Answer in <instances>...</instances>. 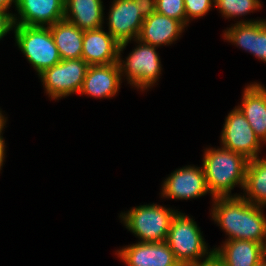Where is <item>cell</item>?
Wrapping results in <instances>:
<instances>
[{
    "label": "cell",
    "instance_id": "8",
    "mask_svg": "<svg viewBox=\"0 0 266 266\" xmlns=\"http://www.w3.org/2000/svg\"><path fill=\"white\" fill-rule=\"evenodd\" d=\"M220 140V146L241 154L248 160L257 158L264 145L237 106L225 117Z\"/></svg>",
    "mask_w": 266,
    "mask_h": 266
},
{
    "label": "cell",
    "instance_id": "2",
    "mask_svg": "<svg viewBox=\"0 0 266 266\" xmlns=\"http://www.w3.org/2000/svg\"><path fill=\"white\" fill-rule=\"evenodd\" d=\"M202 168L213 197L241 196L231 193L235 187L244 188L248 159L223 147H208L203 151Z\"/></svg>",
    "mask_w": 266,
    "mask_h": 266
},
{
    "label": "cell",
    "instance_id": "1",
    "mask_svg": "<svg viewBox=\"0 0 266 266\" xmlns=\"http://www.w3.org/2000/svg\"><path fill=\"white\" fill-rule=\"evenodd\" d=\"M211 200L210 218L226 233L225 241L248 240L266 245L265 207L249 203L242 196Z\"/></svg>",
    "mask_w": 266,
    "mask_h": 266
},
{
    "label": "cell",
    "instance_id": "28",
    "mask_svg": "<svg viewBox=\"0 0 266 266\" xmlns=\"http://www.w3.org/2000/svg\"><path fill=\"white\" fill-rule=\"evenodd\" d=\"M3 133L2 132L0 134V173H1V170L3 168V165H4V162H5V156H6V143H5V139L3 137Z\"/></svg>",
    "mask_w": 266,
    "mask_h": 266
},
{
    "label": "cell",
    "instance_id": "14",
    "mask_svg": "<svg viewBox=\"0 0 266 266\" xmlns=\"http://www.w3.org/2000/svg\"><path fill=\"white\" fill-rule=\"evenodd\" d=\"M122 81L118 62L107 65H90L79 95H87L98 99H112L119 93Z\"/></svg>",
    "mask_w": 266,
    "mask_h": 266
},
{
    "label": "cell",
    "instance_id": "20",
    "mask_svg": "<svg viewBox=\"0 0 266 266\" xmlns=\"http://www.w3.org/2000/svg\"><path fill=\"white\" fill-rule=\"evenodd\" d=\"M61 60L82 58L84 31L64 20L49 26Z\"/></svg>",
    "mask_w": 266,
    "mask_h": 266
},
{
    "label": "cell",
    "instance_id": "22",
    "mask_svg": "<svg viewBox=\"0 0 266 266\" xmlns=\"http://www.w3.org/2000/svg\"><path fill=\"white\" fill-rule=\"evenodd\" d=\"M214 7L226 20L244 17L262 9L260 0H214Z\"/></svg>",
    "mask_w": 266,
    "mask_h": 266
},
{
    "label": "cell",
    "instance_id": "23",
    "mask_svg": "<svg viewBox=\"0 0 266 266\" xmlns=\"http://www.w3.org/2000/svg\"><path fill=\"white\" fill-rule=\"evenodd\" d=\"M156 12L178 20L186 27L184 0H156Z\"/></svg>",
    "mask_w": 266,
    "mask_h": 266
},
{
    "label": "cell",
    "instance_id": "10",
    "mask_svg": "<svg viewBox=\"0 0 266 266\" xmlns=\"http://www.w3.org/2000/svg\"><path fill=\"white\" fill-rule=\"evenodd\" d=\"M223 31L224 41L266 63V19H241Z\"/></svg>",
    "mask_w": 266,
    "mask_h": 266
},
{
    "label": "cell",
    "instance_id": "19",
    "mask_svg": "<svg viewBox=\"0 0 266 266\" xmlns=\"http://www.w3.org/2000/svg\"><path fill=\"white\" fill-rule=\"evenodd\" d=\"M104 10L103 0L64 1V19L83 31L104 27Z\"/></svg>",
    "mask_w": 266,
    "mask_h": 266
},
{
    "label": "cell",
    "instance_id": "7",
    "mask_svg": "<svg viewBox=\"0 0 266 266\" xmlns=\"http://www.w3.org/2000/svg\"><path fill=\"white\" fill-rule=\"evenodd\" d=\"M89 65L82 59L61 60L38 75L44 93L51 100H61L79 94Z\"/></svg>",
    "mask_w": 266,
    "mask_h": 266
},
{
    "label": "cell",
    "instance_id": "26",
    "mask_svg": "<svg viewBox=\"0 0 266 266\" xmlns=\"http://www.w3.org/2000/svg\"><path fill=\"white\" fill-rule=\"evenodd\" d=\"M134 2L144 19L156 12V0H134Z\"/></svg>",
    "mask_w": 266,
    "mask_h": 266
},
{
    "label": "cell",
    "instance_id": "18",
    "mask_svg": "<svg viewBox=\"0 0 266 266\" xmlns=\"http://www.w3.org/2000/svg\"><path fill=\"white\" fill-rule=\"evenodd\" d=\"M214 246V255L223 266H256L265 258V246L248 240L222 241Z\"/></svg>",
    "mask_w": 266,
    "mask_h": 266
},
{
    "label": "cell",
    "instance_id": "5",
    "mask_svg": "<svg viewBox=\"0 0 266 266\" xmlns=\"http://www.w3.org/2000/svg\"><path fill=\"white\" fill-rule=\"evenodd\" d=\"M178 210L157 203L144 204L122 211L120 221L138 242L166 241L168 231Z\"/></svg>",
    "mask_w": 266,
    "mask_h": 266
},
{
    "label": "cell",
    "instance_id": "16",
    "mask_svg": "<svg viewBox=\"0 0 266 266\" xmlns=\"http://www.w3.org/2000/svg\"><path fill=\"white\" fill-rule=\"evenodd\" d=\"M185 28L180 21L154 12L144 19L137 39L156 47L169 46L181 38Z\"/></svg>",
    "mask_w": 266,
    "mask_h": 266
},
{
    "label": "cell",
    "instance_id": "27",
    "mask_svg": "<svg viewBox=\"0 0 266 266\" xmlns=\"http://www.w3.org/2000/svg\"><path fill=\"white\" fill-rule=\"evenodd\" d=\"M189 266H223L222 262L213 254L210 258Z\"/></svg>",
    "mask_w": 266,
    "mask_h": 266
},
{
    "label": "cell",
    "instance_id": "21",
    "mask_svg": "<svg viewBox=\"0 0 266 266\" xmlns=\"http://www.w3.org/2000/svg\"><path fill=\"white\" fill-rule=\"evenodd\" d=\"M241 196L249 203L266 208V157L248 161Z\"/></svg>",
    "mask_w": 266,
    "mask_h": 266
},
{
    "label": "cell",
    "instance_id": "9",
    "mask_svg": "<svg viewBox=\"0 0 266 266\" xmlns=\"http://www.w3.org/2000/svg\"><path fill=\"white\" fill-rule=\"evenodd\" d=\"M160 197L163 199L191 200L210 195L202 166L185 165L174 170L163 180Z\"/></svg>",
    "mask_w": 266,
    "mask_h": 266
},
{
    "label": "cell",
    "instance_id": "17",
    "mask_svg": "<svg viewBox=\"0 0 266 266\" xmlns=\"http://www.w3.org/2000/svg\"><path fill=\"white\" fill-rule=\"evenodd\" d=\"M241 104L237 105L244 114L255 135L266 144V87L259 82L245 85Z\"/></svg>",
    "mask_w": 266,
    "mask_h": 266
},
{
    "label": "cell",
    "instance_id": "24",
    "mask_svg": "<svg viewBox=\"0 0 266 266\" xmlns=\"http://www.w3.org/2000/svg\"><path fill=\"white\" fill-rule=\"evenodd\" d=\"M186 13V27L193 19H200L214 7V0H184Z\"/></svg>",
    "mask_w": 266,
    "mask_h": 266
},
{
    "label": "cell",
    "instance_id": "4",
    "mask_svg": "<svg viewBox=\"0 0 266 266\" xmlns=\"http://www.w3.org/2000/svg\"><path fill=\"white\" fill-rule=\"evenodd\" d=\"M191 216L177 211L172 219L166 242L181 266L204 261L214 254ZM209 247V248H208Z\"/></svg>",
    "mask_w": 266,
    "mask_h": 266
},
{
    "label": "cell",
    "instance_id": "29",
    "mask_svg": "<svg viewBox=\"0 0 266 266\" xmlns=\"http://www.w3.org/2000/svg\"><path fill=\"white\" fill-rule=\"evenodd\" d=\"M16 6V0H0V10L9 11V9Z\"/></svg>",
    "mask_w": 266,
    "mask_h": 266
},
{
    "label": "cell",
    "instance_id": "31",
    "mask_svg": "<svg viewBox=\"0 0 266 266\" xmlns=\"http://www.w3.org/2000/svg\"><path fill=\"white\" fill-rule=\"evenodd\" d=\"M256 266H266V257L262 259Z\"/></svg>",
    "mask_w": 266,
    "mask_h": 266
},
{
    "label": "cell",
    "instance_id": "13",
    "mask_svg": "<svg viewBox=\"0 0 266 266\" xmlns=\"http://www.w3.org/2000/svg\"><path fill=\"white\" fill-rule=\"evenodd\" d=\"M65 0H16L14 25L49 27L64 20Z\"/></svg>",
    "mask_w": 266,
    "mask_h": 266
},
{
    "label": "cell",
    "instance_id": "12",
    "mask_svg": "<svg viewBox=\"0 0 266 266\" xmlns=\"http://www.w3.org/2000/svg\"><path fill=\"white\" fill-rule=\"evenodd\" d=\"M107 18L108 32L119 42L138 38L144 18L134 0H113Z\"/></svg>",
    "mask_w": 266,
    "mask_h": 266
},
{
    "label": "cell",
    "instance_id": "30",
    "mask_svg": "<svg viewBox=\"0 0 266 266\" xmlns=\"http://www.w3.org/2000/svg\"><path fill=\"white\" fill-rule=\"evenodd\" d=\"M1 108V107H0ZM8 118L5 117V114L3 113L2 109H0V134L4 131V129L6 128V122H8L7 120Z\"/></svg>",
    "mask_w": 266,
    "mask_h": 266
},
{
    "label": "cell",
    "instance_id": "25",
    "mask_svg": "<svg viewBox=\"0 0 266 266\" xmlns=\"http://www.w3.org/2000/svg\"><path fill=\"white\" fill-rule=\"evenodd\" d=\"M14 21H13V13L0 10V41L13 31Z\"/></svg>",
    "mask_w": 266,
    "mask_h": 266
},
{
    "label": "cell",
    "instance_id": "15",
    "mask_svg": "<svg viewBox=\"0 0 266 266\" xmlns=\"http://www.w3.org/2000/svg\"><path fill=\"white\" fill-rule=\"evenodd\" d=\"M120 43L104 27L84 31L82 59L90 65L117 63Z\"/></svg>",
    "mask_w": 266,
    "mask_h": 266
},
{
    "label": "cell",
    "instance_id": "3",
    "mask_svg": "<svg viewBox=\"0 0 266 266\" xmlns=\"http://www.w3.org/2000/svg\"><path fill=\"white\" fill-rule=\"evenodd\" d=\"M134 42L137 44L125 58L122 57V53L131 41L120 43L118 63L122 80L125 78L127 84L134 89L145 92L156 84L158 85L157 82L162 75L161 58L159 52L156 51L159 47L142 43L138 39Z\"/></svg>",
    "mask_w": 266,
    "mask_h": 266
},
{
    "label": "cell",
    "instance_id": "11",
    "mask_svg": "<svg viewBox=\"0 0 266 266\" xmlns=\"http://www.w3.org/2000/svg\"><path fill=\"white\" fill-rule=\"evenodd\" d=\"M115 255L126 266H181L166 241L125 245Z\"/></svg>",
    "mask_w": 266,
    "mask_h": 266
},
{
    "label": "cell",
    "instance_id": "6",
    "mask_svg": "<svg viewBox=\"0 0 266 266\" xmlns=\"http://www.w3.org/2000/svg\"><path fill=\"white\" fill-rule=\"evenodd\" d=\"M15 46L37 75L61 61L49 27L14 25Z\"/></svg>",
    "mask_w": 266,
    "mask_h": 266
}]
</instances>
